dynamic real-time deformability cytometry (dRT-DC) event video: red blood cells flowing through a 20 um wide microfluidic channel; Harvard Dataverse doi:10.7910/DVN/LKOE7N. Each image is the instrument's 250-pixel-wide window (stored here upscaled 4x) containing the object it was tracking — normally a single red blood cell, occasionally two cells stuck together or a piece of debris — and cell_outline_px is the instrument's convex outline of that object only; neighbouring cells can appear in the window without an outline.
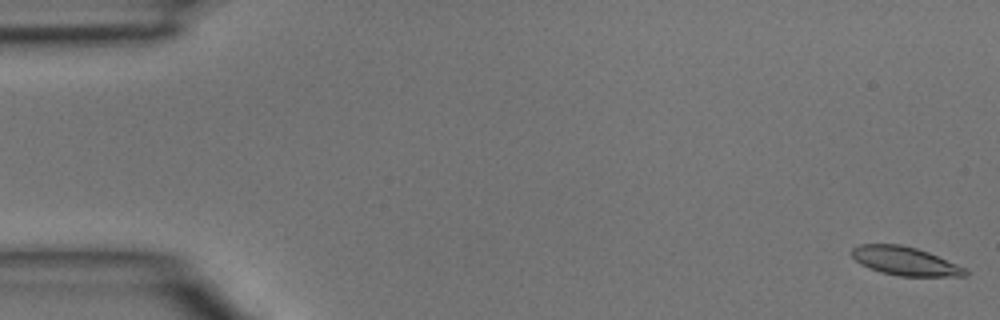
{"species": "common noctule bat (a hibernating species)", "species_latin": "Nyctalus noctula", "temperature_condition": "room temperature", "stored_images_in_passage": 47, "camera_frame_rate_fps": 3000, "um_per_image_px": 0.085, "animal": {"sex": "male", "body_mass_g": 15.6}, "frame": {"image": 1, "passage_image": 1, "time_ms": 0.0, "image_size_px": [1000, 320], "cell_outline_px": [[968, 276], [900, 276], [880, 272], [868, 268], [860, 264], [852, 256], [852, 248], [860, 244], [900, 244], [916, 248], [928, 252], [968, 268]], "centroid_in_image_um": [76.95, 22.19], "position_along_channel_um": 8.0, "area_um2": 19.02}}
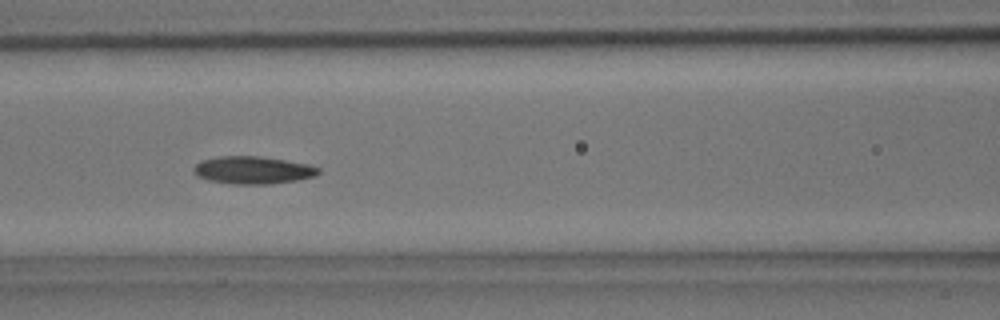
{"frame": {"image": 2, "passage_image": 20, "time_ms": 6.333, "image_size_px": [1000, 320], "cell_outline_px": [[320, 172], [316, 176], [296, 180], [272, 184], [232, 184], [208, 180], [196, 176], [192, 172], [192, 168], [200, 160], [220, 156], [260, 156], [308, 164], [320, 168]], "centroid_in_image_um": [21.46, 14.46], "position_along_channel_um": 145.1, "area_um2": 20.23}}
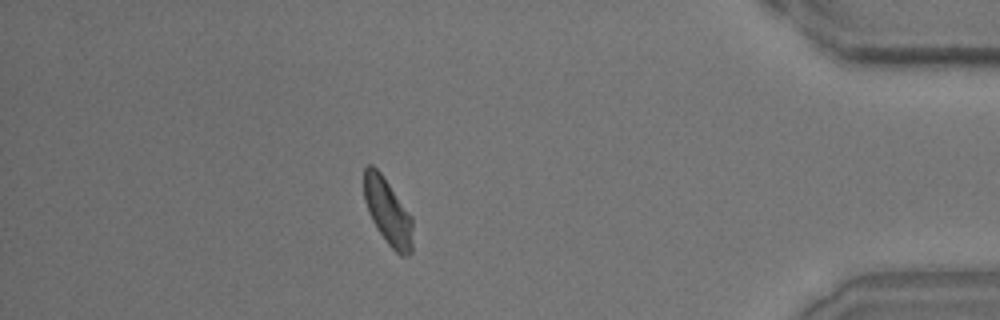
{"frame": {"image": 3, "passage_image": 41, "time_ms": 13.333, "image_size_px": [1000, 320], "cell_outline_px": [[412, 252], [408, 256], [400, 256], [388, 244], [372, 220], [368, 212], [364, 200], [364, 168], [368, 164], [372, 164], [380, 172], [412, 216]], "centroid_in_image_um": [32.96, 18.0], "position_along_channel_um": 402.2, "area_um2": 18.73}}